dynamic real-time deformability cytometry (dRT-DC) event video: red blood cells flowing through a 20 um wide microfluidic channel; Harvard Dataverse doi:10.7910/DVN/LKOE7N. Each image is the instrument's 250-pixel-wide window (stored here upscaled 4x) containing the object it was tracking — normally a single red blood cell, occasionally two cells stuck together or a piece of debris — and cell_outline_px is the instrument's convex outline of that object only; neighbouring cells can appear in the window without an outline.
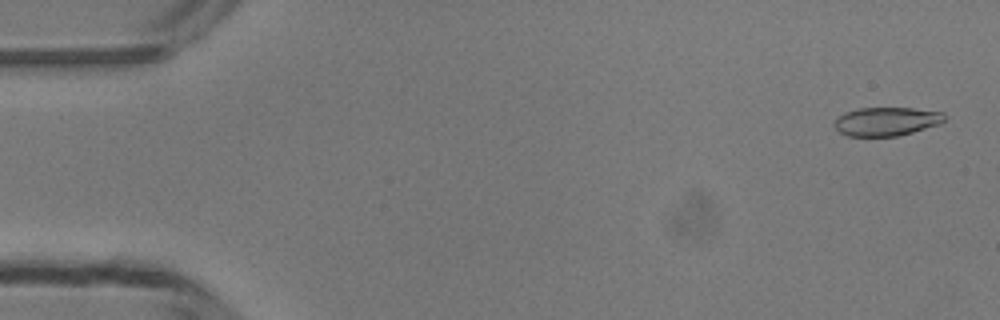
{"species": "common noctule bat (a hibernating species)", "species_latin": "Nyctalus noctula", "temperature_condition": "room temperature", "stored_images_in_passage": 49, "camera_frame_rate_fps": 3000, "um_per_image_px": 0.085, "animal": {"sex": "male", "body_mass_g": 13.3}, "frame": {"image": 1, "passage_image": 2, "time_ms": 0.333, "image_size_px": [1000, 320], "cell_outline_px": [[944, 120], [940, 124], [912, 132], [896, 136], [848, 136], [840, 132], [836, 128], [836, 120], [844, 112], [860, 108], [912, 108], [944, 112]], "centroid_in_image_um": [75.37, 10.32], "position_along_channel_um": 9.6, "area_um2": 18.15}}
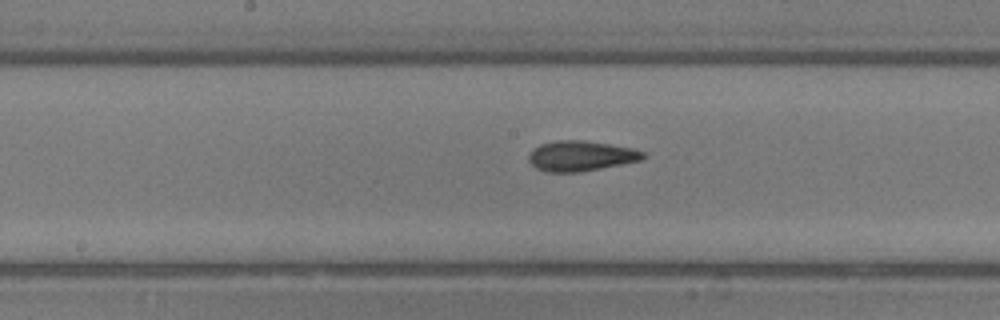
{"frame": {"image": 2, "passage_image": 25, "time_ms": 8.0, "image_size_px": [1000, 320], "cell_outline_px": [[644, 156], [640, 160], [600, 168], [576, 172], [544, 172], [536, 168], [528, 160], [528, 156], [532, 148], [540, 144], [556, 140], [584, 140], [636, 148], [644, 152]], "centroid_in_image_um": [49.33, 13.24], "position_along_channel_um": 198.9, "area_um2": 20.17}}
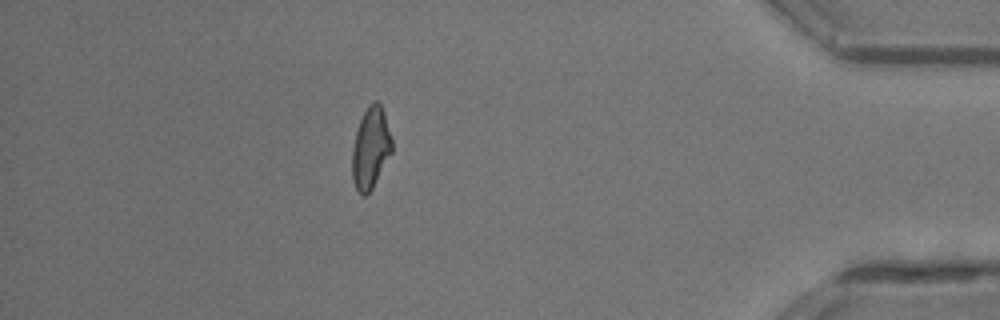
{"frame": {"image": 3, "passage_image": 43, "time_ms": 14.0, "image_size_px": [1000, 320], "cell_outline_px": [[392, 152], [372, 188], [364, 196], [356, 188], [352, 180], [352, 148], [356, 132], [360, 120], [368, 104], [376, 100], [380, 104], [384, 112], [392, 140]], "centroid_in_image_um": [31.5, 12.56], "position_along_channel_um": 403.7, "area_um2": 18.67}, "authors_computed_cell_mechanics": {"area_um2": 19.363, "velocity_mm_per_s": 4.2241, "shape_relaxation_time_tau1_ms": 9.1448, "shape_relaxation_time_tau2_ms": 1.8136, "deformation_change_tau1": 0.2062, "deformation_change_tau2": 0.0717}}